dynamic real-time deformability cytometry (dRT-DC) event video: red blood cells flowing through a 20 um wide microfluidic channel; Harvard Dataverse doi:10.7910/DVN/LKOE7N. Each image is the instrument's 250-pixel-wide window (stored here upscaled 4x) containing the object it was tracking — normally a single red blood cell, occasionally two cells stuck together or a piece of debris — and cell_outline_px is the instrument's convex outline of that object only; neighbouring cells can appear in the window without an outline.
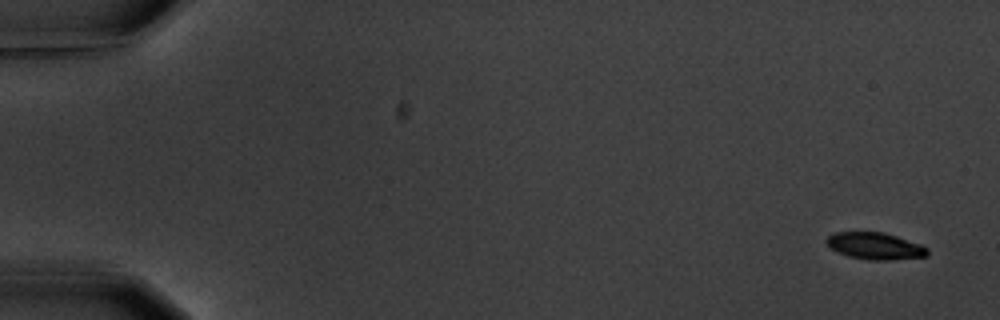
{"species": "common noctule bat (a hibernating species)", "species_latin": "Nyctalus noctula", "temperature_condition": "warm", "stored_images_in_passage": 10, "camera_frame_rate_fps": 3000, "um_per_image_px": 0.085, "animal": {"sex": "male", "body_mass_g": 20.1, "forearm_length_mm": 53.5}, "frame": {"image": 1, "passage_image": 1, "time_ms": 0.0, "image_size_px": [1000, 320], "cell_outline_px": [[928, 256], [888, 260], [868, 260], [848, 256], [832, 248], [824, 240], [828, 236], [836, 232], [884, 232], [920, 244], [928, 248]], "centroid_in_image_um": [74.4, 20.91], "position_along_channel_um": 10.6, "area_um2": 15.66}}
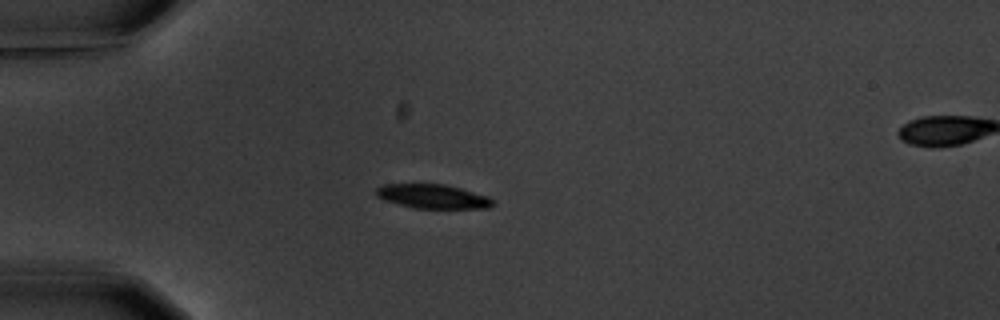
{"frame": {"image": 2, "passage_image": 4, "time_ms": 4.667, "image_size_px": [1000, 320], "cell_outline_px": [[492, 204], [488, 208], [412, 208], [384, 200], [376, 196], [376, 188], [384, 184], [444, 184], [460, 188], [488, 196], [492, 200]], "centroid_in_image_um": [36.74, 16.69], "position_along_channel_um": 48.3, "area_um2": 16.3}}